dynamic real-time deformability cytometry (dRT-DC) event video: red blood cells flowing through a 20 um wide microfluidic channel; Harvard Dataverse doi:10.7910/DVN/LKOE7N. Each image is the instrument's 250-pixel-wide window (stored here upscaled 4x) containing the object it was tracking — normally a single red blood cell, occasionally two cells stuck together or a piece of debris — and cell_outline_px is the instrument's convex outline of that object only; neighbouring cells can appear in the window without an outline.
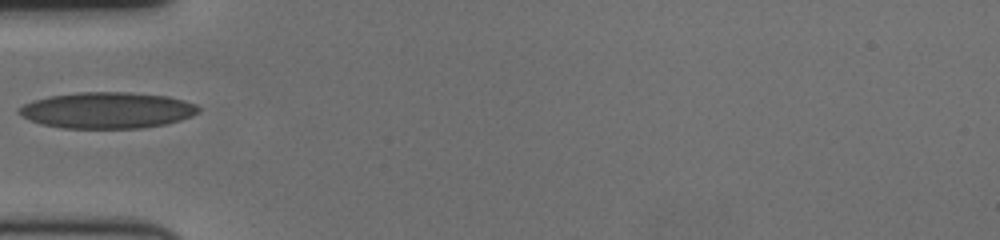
{"species": "human", "species_latin": "Homo sapiens", "temperature_condition": "cold", "stored_images_in_passage": 40, "camera_frame_rate_fps": 3000, "um_per_image_px": 0.085, "donor": {"sex": "female"}, "frame": {"image": 1, "passage_image": 1, "time_ms": 0.0, "image_size_px": [1000, 240], "cell_outline_px": [[200, 112], [192, 116], [180, 120], [164, 124], [140, 128], [60, 128], [40, 124], [16, 112], [16, 108], [32, 100], [48, 96], [76, 92], [128, 92], [168, 96], [184, 100], [196, 104], [200, 108]], "centroid_in_image_um": [9.1, 9.36], "position_along_channel_um": 75.9, "area_um2": 38.09}}
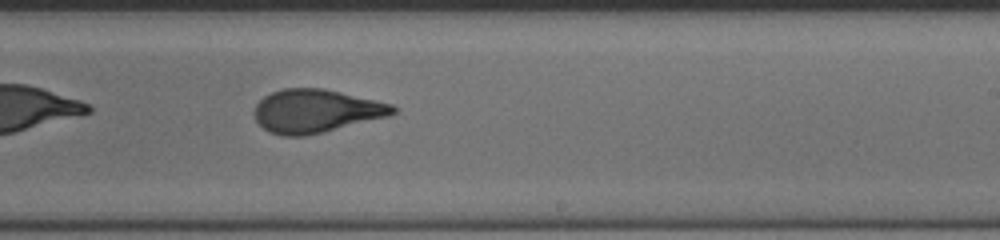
{"frame": {"image": 2, "passage_image": 17, "time_ms": 5.333, "image_size_px": [1000, 240], "cell_outline_px": [[396, 112], [388, 116], [304, 136], [284, 136], [268, 132], [256, 120], [252, 112], [256, 104], [264, 96], [272, 92], [284, 88], [324, 88], [376, 100], [392, 104], [396, 108]], "centroid_in_image_um": [26.81, 9.42], "position_along_channel_um": 262.2, "area_um2": 34.74}}
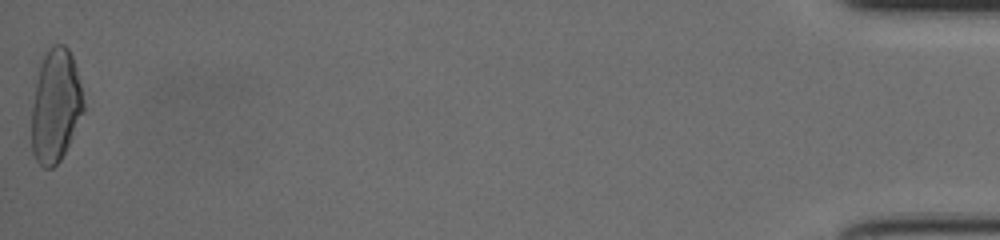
{"frame": {"image": 3, "passage_image": 40, "time_ms": 13.0, "image_size_px": [1000, 240], "cell_outline_px": [[84, 112], [60, 160], [52, 168], [44, 168], [36, 160], [32, 152], [32, 108], [36, 84], [40, 64], [48, 48], [56, 44], [64, 44], [68, 48], [72, 56], [76, 68], [80, 84], [84, 104]], "centroid_in_image_um": [4.73, 8.99], "position_along_channel_um": 430.5, "area_um2": 33.87}}